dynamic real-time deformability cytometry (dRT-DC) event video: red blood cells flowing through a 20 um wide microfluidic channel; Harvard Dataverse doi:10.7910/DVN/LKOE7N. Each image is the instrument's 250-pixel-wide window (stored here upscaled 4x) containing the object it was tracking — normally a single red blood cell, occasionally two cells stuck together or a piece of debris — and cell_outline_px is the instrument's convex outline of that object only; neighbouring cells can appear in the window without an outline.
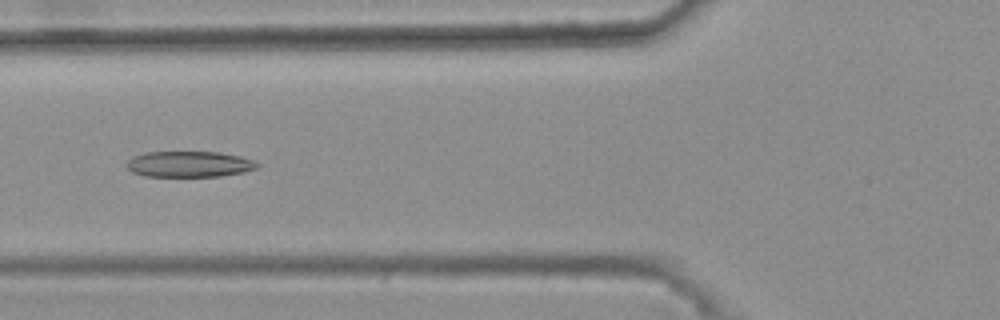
{"species": "common noctule bat (a hibernating species)", "species_latin": "Nyctalus noctula", "temperature_condition": "warm", "stored_images_in_passage": 42, "camera_frame_rate_fps": 3000, "um_per_image_px": 0.085, "animal": {"sex": "female", "body_mass_g": 25.1}, "frame": {"image": 1, "passage_image": 16, "time_ms": 5.0, "image_size_px": [1000, 320], "cell_outline_px": [[260, 164], [256, 168], [244, 172], [220, 176], [144, 176], [132, 172], [124, 164], [132, 156], [144, 152], [220, 152], [240, 156], [252, 160]], "centroid_in_image_um": [16.05, 13.95], "position_along_channel_um": 109.8, "area_um2": 19.77}}
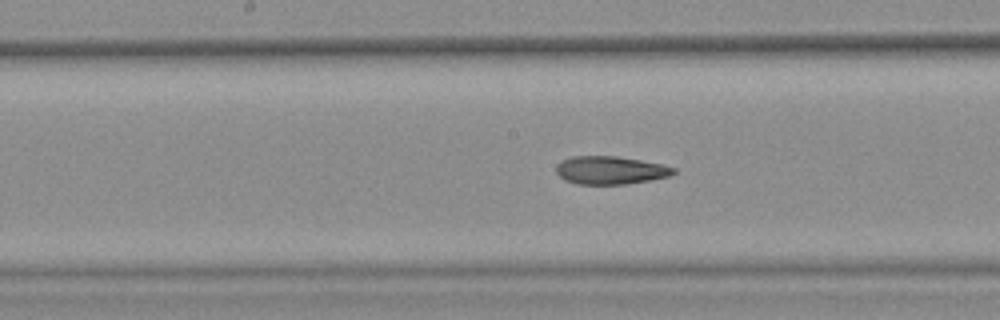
{"frame": {"image": 2, "passage_image": 23, "time_ms": 7.333, "image_size_px": [1000, 320], "cell_outline_px": [[676, 172], [668, 176], [628, 184], [576, 184], [564, 180], [556, 172], [556, 164], [560, 160], [572, 156], [616, 156], [640, 160], [660, 164], [676, 168]], "centroid_in_image_um": [51.83, 14.46], "position_along_channel_um": 196.4, "area_um2": 19.19}}
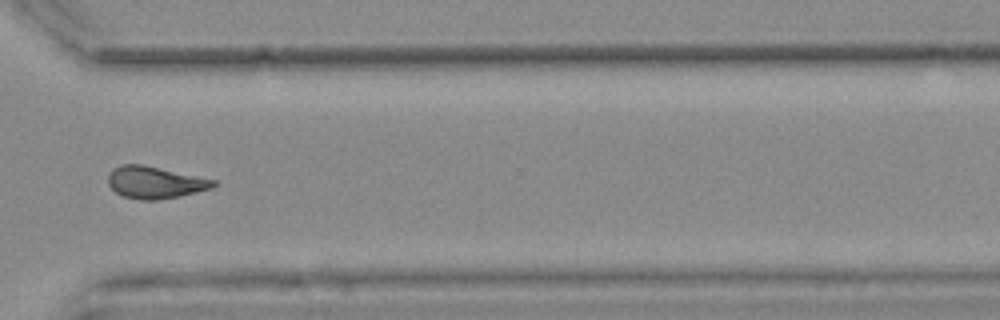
{"frame": {"image": 3, "passage_image": 36, "time_ms": 11.667, "image_size_px": [1000, 320], "cell_outline_px": [[216, 184], [212, 188], [180, 196], [156, 200], [140, 200], [124, 196], [116, 192], [108, 184], [108, 176], [112, 168], [120, 164], [140, 164], [216, 180]], "centroid_in_image_um": [13.14, 15.51], "position_along_channel_um": 357.5, "area_um2": 19.48}, "authors_computed_cell_mechanics": {"area_um2": 19.8254, "velocity_mm_per_s": 3.7102, "shape_relaxation_time_tau1_ms": null, "shape_relaxation_time_tau2_ms": 3.8552, "deformation_change_tau1": null, "deformation_change_tau2": 0.1311}}